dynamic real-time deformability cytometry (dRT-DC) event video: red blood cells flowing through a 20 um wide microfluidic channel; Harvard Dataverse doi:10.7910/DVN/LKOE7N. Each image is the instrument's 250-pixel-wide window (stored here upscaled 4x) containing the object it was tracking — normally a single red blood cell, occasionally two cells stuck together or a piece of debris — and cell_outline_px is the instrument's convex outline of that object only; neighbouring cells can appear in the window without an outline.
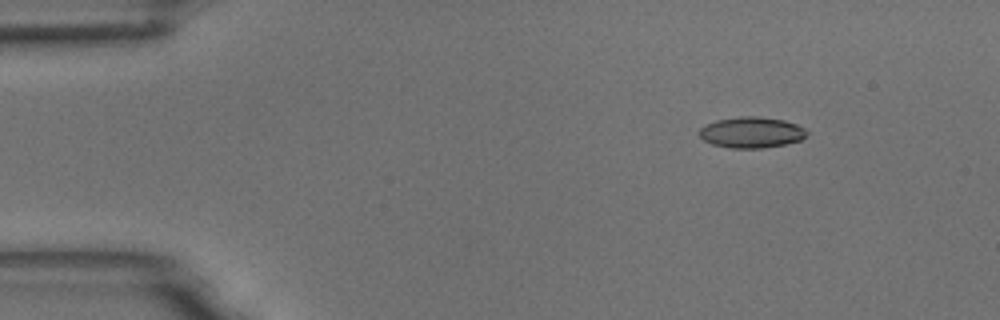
{"species": "common noctule bat (a hibernating species)", "species_latin": "Nyctalus noctula", "temperature_condition": "room temperature", "stored_images_in_passage": 5, "camera_frame_rate_fps": 3000, "um_per_image_px": 0.085, "animal": {"sex": "male", "body_mass_g": 18.8}, "frame": {"image": 1, "passage_image": 3, "time_ms": 0.667, "image_size_px": [1000, 320], "cell_outline_px": [[808, 136], [800, 140], [784, 144], [764, 148], [732, 148], [712, 144], [704, 140], [700, 136], [700, 128], [704, 124], [716, 120], [740, 116], [760, 116], [784, 120], [796, 124], [804, 128], [808, 132]], "centroid_in_image_um": [63.88, 11.24], "position_along_channel_um": 21.1, "area_um2": 19.48}}
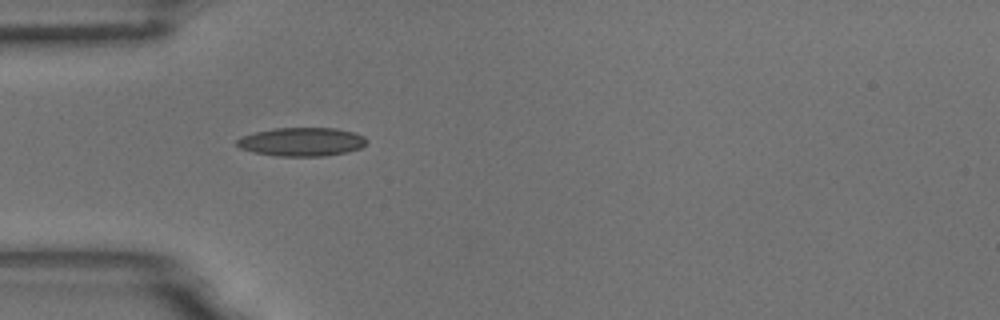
{"frame": {"image": 2, "passage_image": 5, "time_ms": 1.333, "image_size_px": [1000, 320], "cell_outline_px": [[368, 140], [360, 148], [348, 152], [324, 156], [276, 156], [256, 152], [240, 148], [236, 144], [236, 140], [240, 136], [256, 132], [276, 128], [336, 128], [356, 132], [364, 136]], "centroid_in_image_um": [25.67, 12.05], "position_along_channel_um": 59.3, "area_um2": 21.68}}